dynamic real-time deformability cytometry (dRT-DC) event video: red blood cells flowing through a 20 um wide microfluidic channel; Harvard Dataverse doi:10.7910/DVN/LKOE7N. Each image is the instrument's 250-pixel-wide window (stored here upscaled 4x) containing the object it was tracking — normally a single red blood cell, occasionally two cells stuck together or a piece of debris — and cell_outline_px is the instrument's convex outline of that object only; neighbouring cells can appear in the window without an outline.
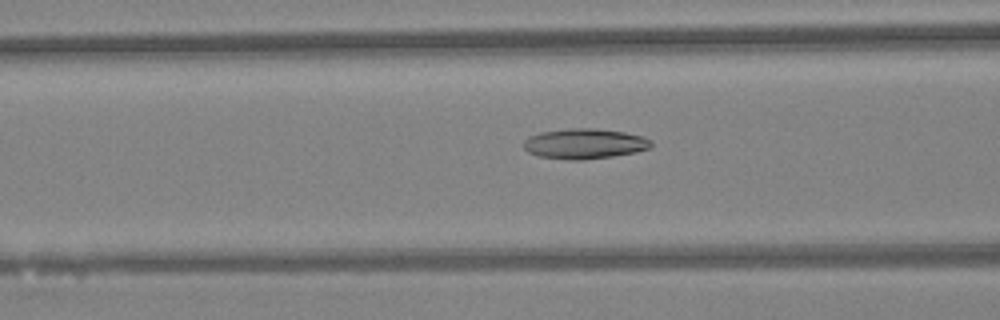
{"species": "Egyptian fruit bat (a non-hibernating species)", "species_latin": "Rousettus aegyptiacus", "temperature_condition": "warm", "stored_images_in_passage": 47, "camera_frame_rate_fps": 3000, "um_per_image_px": 0.085, "animal": {"sex": "female"}, "frame": {"image": 1, "passage_image": 19, "time_ms": 6.0, "image_size_px": [1000, 320], "cell_outline_px": [[652, 144], [648, 148], [636, 152], [612, 156], [584, 160], [568, 160], [536, 156], [528, 152], [524, 148], [524, 140], [528, 136], [540, 132], [568, 128], [596, 128], [624, 132], [640, 136], [652, 140]], "centroid_in_image_um": [49.64, 12.21], "position_along_channel_um": 117.0, "area_um2": 22.6}}
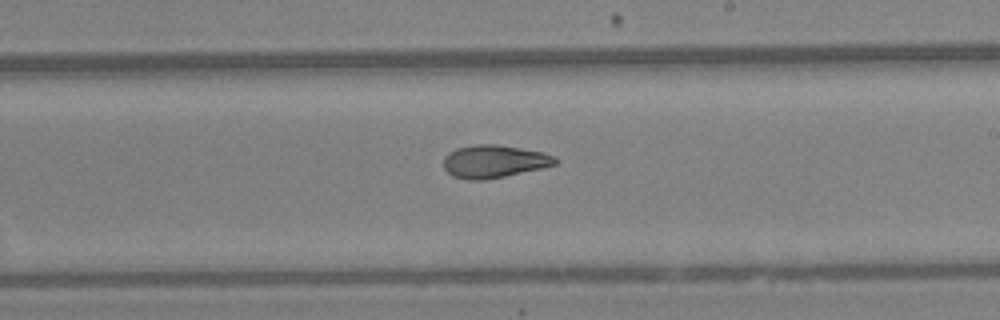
{"frame": {"image": 2, "passage_image": 28, "time_ms": 9.0, "image_size_px": [1000, 320], "cell_outline_px": [[556, 164], [540, 168], [504, 176], [484, 180], [468, 180], [452, 176], [444, 168], [444, 156], [448, 152], [456, 148], [476, 144], [496, 144], [544, 152], [556, 156]], "centroid_in_image_um": [41.96, 13.71], "position_along_channel_um": 247.0, "area_um2": 21.27}}
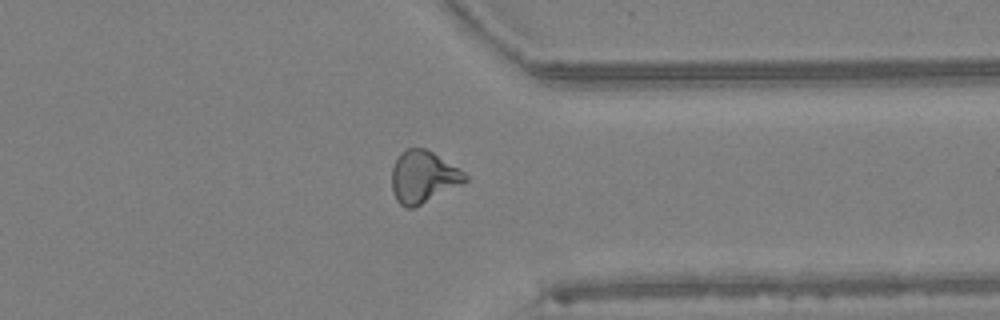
{"frame": {"image": 3, "passage_image": 37, "time_ms": 12.0, "image_size_px": [1000, 320], "cell_outline_px": [[468, 180], [464, 184], [412, 208], [404, 208], [396, 200], [392, 192], [392, 168], [400, 152], [408, 148], [424, 148], [432, 152], [464, 172], [468, 176]], "centroid_in_image_um": [35.97, 15.05], "position_along_channel_um": 375.4, "area_um2": 22.2}, "authors_computed_cell_mechanics": {"area_um2": 22.0796, "velocity_mm_per_s": 4.3631, "shape_relaxation_time_tau1_ms": null, "shape_relaxation_time_tau2_ms": 2.4341, "deformation_change_tau1": null, "deformation_change_tau2": 0.0893}}